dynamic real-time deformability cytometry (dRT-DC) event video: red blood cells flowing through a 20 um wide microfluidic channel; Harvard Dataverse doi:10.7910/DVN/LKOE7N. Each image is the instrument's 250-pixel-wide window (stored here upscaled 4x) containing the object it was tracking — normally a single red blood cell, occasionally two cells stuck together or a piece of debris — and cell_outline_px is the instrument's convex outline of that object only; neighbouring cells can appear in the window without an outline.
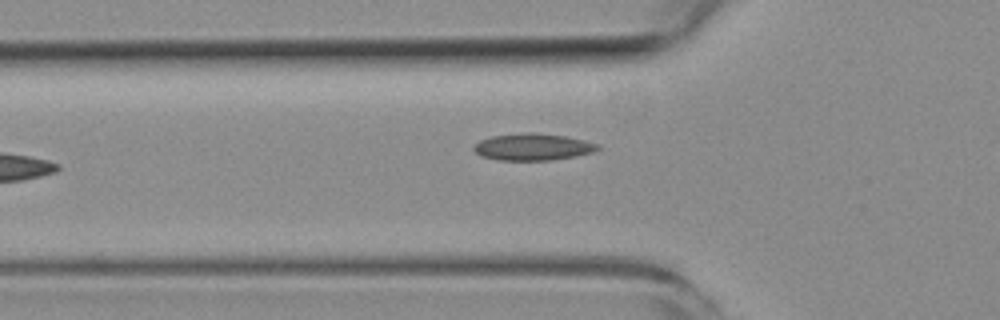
{"species": "common noctule bat (a hibernating species)", "species_latin": "Nyctalus noctula", "temperature_condition": "room temperature", "stored_images_in_passage": 5, "camera_frame_rate_fps": 3000, "um_per_image_px": 0.085, "animal": {"sex": "female", "body_mass_g": 19.3, "forearm_length_mm": 54.1}, "frame": {"image": 1, "passage_image": 4, "time_ms": 3.667, "image_size_px": [1000, 320], "cell_outline_px": [[600, 148], [592, 152], [576, 156], [552, 160], [496, 160], [480, 156], [472, 148], [480, 140], [492, 136], [524, 132], [528, 132], [564, 136], [584, 140], [600, 144]], "centroid_in_image_um": [45.28, 12.49], "position_along_channel_um": 80.5, "area_um2": 19.36}}